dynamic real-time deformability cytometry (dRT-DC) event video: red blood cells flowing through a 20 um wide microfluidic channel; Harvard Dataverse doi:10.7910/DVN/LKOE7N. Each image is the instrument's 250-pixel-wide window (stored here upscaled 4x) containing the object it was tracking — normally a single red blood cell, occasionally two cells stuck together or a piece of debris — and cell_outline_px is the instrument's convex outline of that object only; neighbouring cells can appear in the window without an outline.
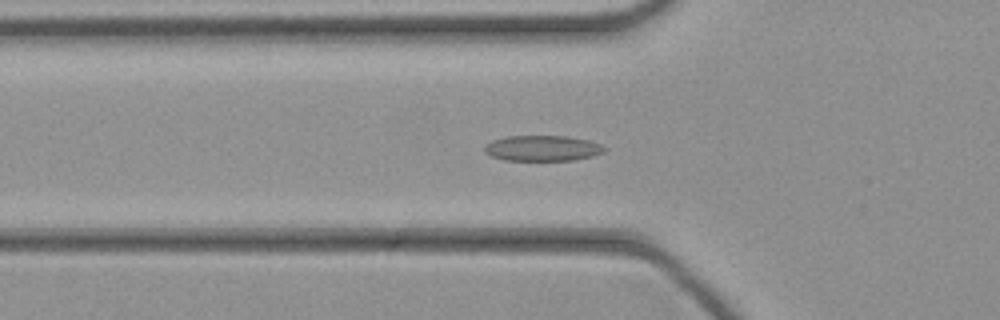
{"species": "common noctule bat (a hibernating species)", "species_latin": "Nyctalus noctula", "temperature_condition": "cold", "stored_images_in_passage": 46, "camera_frame_rate_fps": 3000, "um_per_image_px": 0.085, "animal": {"sex": "female", "body_mass_g": 21.9}, "frame": {"image": 1, "passage_image": 16, "time_ms": 5.0, "image_size_px": [1000, 320], "cell_outline_px": [[608, 148], [604, 152], [592, 156], [572, 160], [504, 160], [492, 156], [484, 152], [484, 148], [492, 140], [508, 136], [568, 136], [588, 140], [600, 144]], "centroid_in_image_um": [46.13, 12.59], "position_along_channel_um": 79.7, "area_um2": 17.8}}
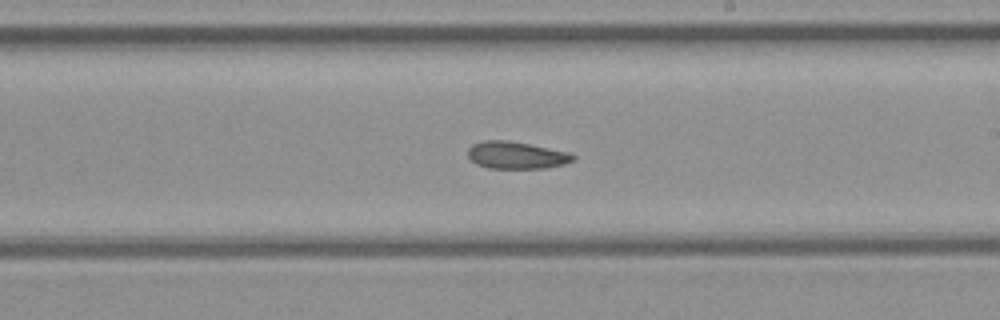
{"frame": {"image": 2, "passage_image": 27, "time_ms": 8.667, "image_size_px": [1000, 320], "cell_outline_px": [[576, 160], [564, 164], [544, 168], [488, 168], [476, 164], [468, 156], [468, 148], [472, 144], [484, 140], [508, 140], [572, 152], [576, 156]], "centroid_in_image_um": [43.92, 13.18], "position_along_channel_um": 245.1, "area_um2": 16.88}}
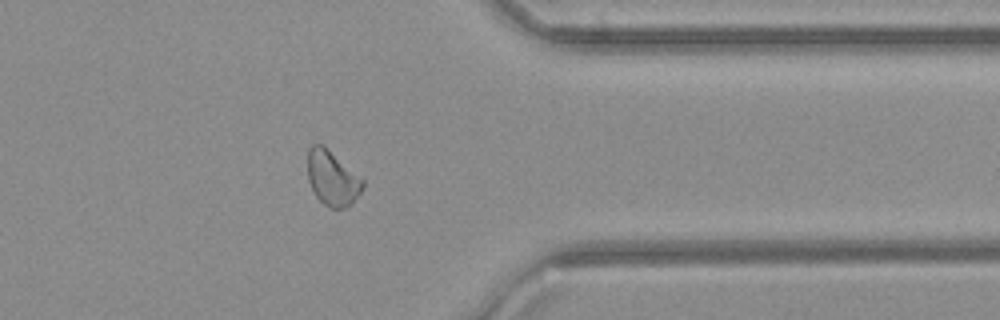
{"frame": {"image": 3, "passage_image": 37, "time_ms": 12.0, "image_size_px": [1000, 320], "cell_outline_px": [[364, 188], [352, 204], [344, 208], [332, 208], [324, 204], [316, 196], [308, 180], [308, 148], [312, 144], [324, 144], [364, 180]], "centroid_in_image_um": [28.26, 15.13], "position_along_channel_um": 383.1, "area_um2": 17.74}}